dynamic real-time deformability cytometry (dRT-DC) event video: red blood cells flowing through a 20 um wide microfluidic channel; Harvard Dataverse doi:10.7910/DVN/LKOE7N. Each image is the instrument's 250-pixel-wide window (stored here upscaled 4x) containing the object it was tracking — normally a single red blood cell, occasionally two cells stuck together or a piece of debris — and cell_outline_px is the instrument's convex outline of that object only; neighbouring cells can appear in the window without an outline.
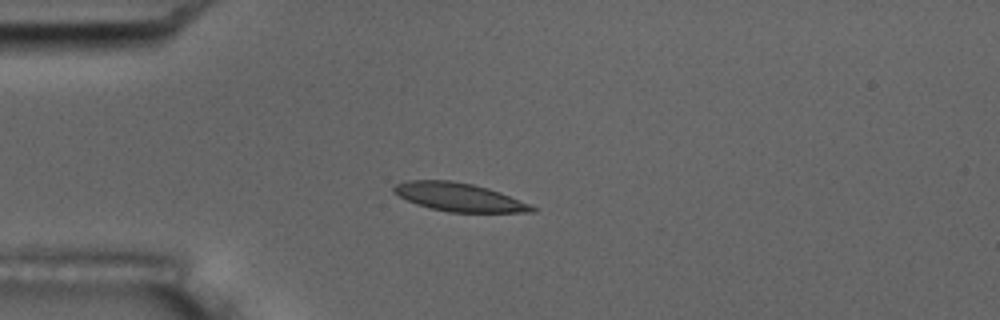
{"species": "common noctule bat (a hibernating species)", "species_latin": "Nyctalus noctula", "temperature_condition": "room temperature", "stored_images_in_passage": 16, "camera_frame_rate_fps": 3000, "um_per_image_px": 0.085, "animal": {"sex": "male", "body_mass_g": 17.5, "forearm_length_mm": 52.3}, "frame": {"image": 1, "passage_image": 5, "time_ms": 4.333, "image_size_px": [1000, 320], "cell_outline_px": [[536, 212], [448, 212], [416, 204], [392, 192], [392, 188], [396, 184], [408, 180], [452, 180], [472, 184], [488, 188], [500, 192], [528, 204], [536, 208]], "centroid_in_image_um": [38.99, 16.75], "position_along_channel_um": 46.0, "area_um2": 22.6}, "authors_computed_cell_mechanics": {"area_um2": 22.6865, "velocity_mm_per_s": 3.5223, "shape_relaxation_time_tau1_ms": 2.718, "shape_relaxation_time_tau2_ms": 2.3048, "deformation_change_tau1": 0.1396, "deformation_change_tau2": 0.0977}}